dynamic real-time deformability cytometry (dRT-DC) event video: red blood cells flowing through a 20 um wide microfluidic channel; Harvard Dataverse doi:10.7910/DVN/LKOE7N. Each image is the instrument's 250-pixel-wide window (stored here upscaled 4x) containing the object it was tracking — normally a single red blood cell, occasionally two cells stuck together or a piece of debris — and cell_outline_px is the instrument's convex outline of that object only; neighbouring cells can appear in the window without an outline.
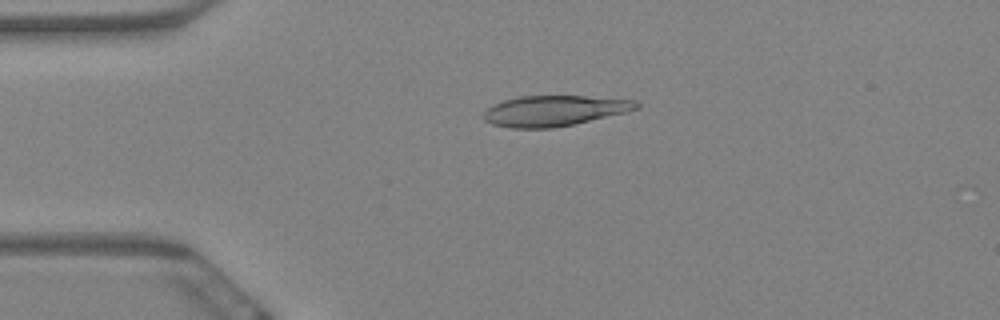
{"species": "Egyptian fruit bat (a non-hibernating species)", "species_latin": "Rousettus aegyptiacus", "temperature_condition": "warm", "stored_images_in_passage": 2, "camera_frame_rate_fps": 3000, "um_per_image_px": 0.085, "animal": {"sex": "female"}, "frame": {"image": 1, "passage_image": 1, "time_ms": 0.0, "image_size_px": [1000, 320], "cell_outline_px": [[640, 108], [624, 112], [572, 124], [552, 128], [512, 128], [492, 124], [484, 120], [484, 112], [488, 108], [504, 100], [520, 96], [584, 96], [632, 100], [640, 104]], "centroid_in_image_um": [47.08, 9.41], "position_along_channel_um": 37.9, "area_um2": 26.7}}